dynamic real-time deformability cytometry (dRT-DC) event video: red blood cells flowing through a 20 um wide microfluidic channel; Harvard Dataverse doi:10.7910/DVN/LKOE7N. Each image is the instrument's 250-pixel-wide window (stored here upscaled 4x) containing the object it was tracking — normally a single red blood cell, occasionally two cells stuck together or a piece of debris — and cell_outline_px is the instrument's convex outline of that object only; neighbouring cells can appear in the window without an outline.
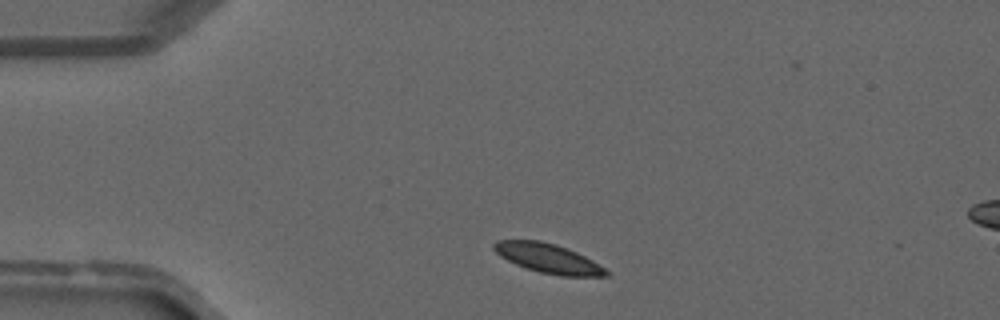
{"species": "common noctule bat (a hibernating species)", "species_latin": "Nyctalus noctula", "temperature_condition": "warm", "stored_images_in_passage": 5, "camera_frame_rate_fps": 3000, "um_per_image_px": 0.085, "animal": {"sex": "male", "forearm_length_mm": 52.5}, "frame": {"image": 1, "passage_image": 2, "time_ms": 0.333, "image_size_px": [1000, 320], "cell_outline_px": [[608, 276], [560, 276], [540, 272], [516, 264], [500, 256], [492, 248], [492, 244], [496, 240], [540, 240], [556, 244], [568, 248], [592, 260], [604, 268], [608, 272]], "centroid_in_image_um": [46.57, 21.94], "position_along_channel_um": 38.4, "area_um2": 19.07}}